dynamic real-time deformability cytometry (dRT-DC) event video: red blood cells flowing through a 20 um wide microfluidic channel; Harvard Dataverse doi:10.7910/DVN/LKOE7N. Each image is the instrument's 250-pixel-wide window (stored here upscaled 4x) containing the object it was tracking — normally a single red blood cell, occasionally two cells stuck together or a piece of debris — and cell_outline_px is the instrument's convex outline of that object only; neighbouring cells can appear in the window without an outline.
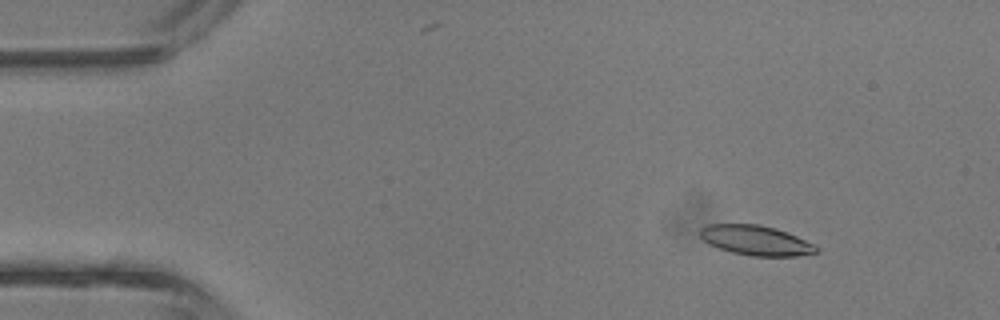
{"species": "common noctule bat (a hibernating species)", "species_latin": "Nyctalus noctula", "temperature_condition": "room temperature", "stored_images_in_passage": 11, "camera_frame_rate_fps": 3000, "um_per_image_px": 0.085, "animal": {"sex": "male", "body_mass_g": 13.3}, "frame": {"image": 1, "passage_image": 4, "time_ms": 1.0, "image_size_px": [1000, 320], "cell_outline_px": [[820, 252], [796, 256], [752, 256], [732, 252], [708, 244], [700, 236], [700, 228], [708, 224], [760, 224], [776, 228], [788, 232], [816, 244], [820, 248]], "centroid_in_image_um": [64.31, 20.43], "position_along_channel_um": 20.7, "area_um2": 20.46}}
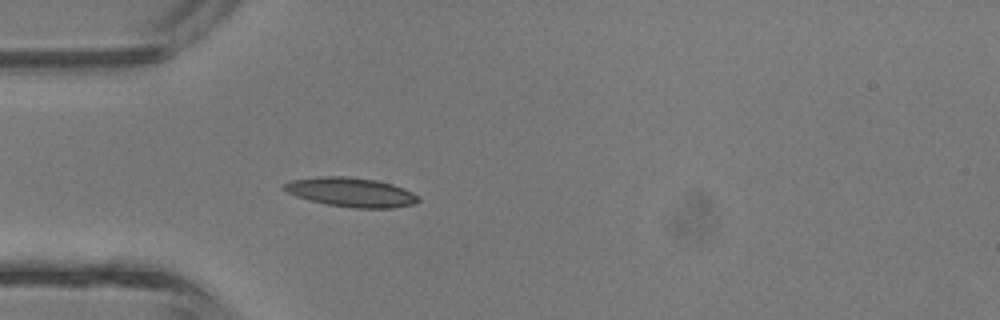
{"frame": {"image": 2, "passage_image": 11, "time_ms": 3.333, "image_size_px": [1000, 320], "cell_outline_px": [[420, 200], [412, 204], [392, 208], [352, 208], [328, 204], [296, 196], [280, 188], [280, 184], [292, 180], [320, 176], [348, 176], [376, 180], [392, 184], [404, 188], [420, 196]], "centroid_in_image_um": [29.83, 16.33], "position_along_channel_um": 55.2, "area_um2": 22.95}}